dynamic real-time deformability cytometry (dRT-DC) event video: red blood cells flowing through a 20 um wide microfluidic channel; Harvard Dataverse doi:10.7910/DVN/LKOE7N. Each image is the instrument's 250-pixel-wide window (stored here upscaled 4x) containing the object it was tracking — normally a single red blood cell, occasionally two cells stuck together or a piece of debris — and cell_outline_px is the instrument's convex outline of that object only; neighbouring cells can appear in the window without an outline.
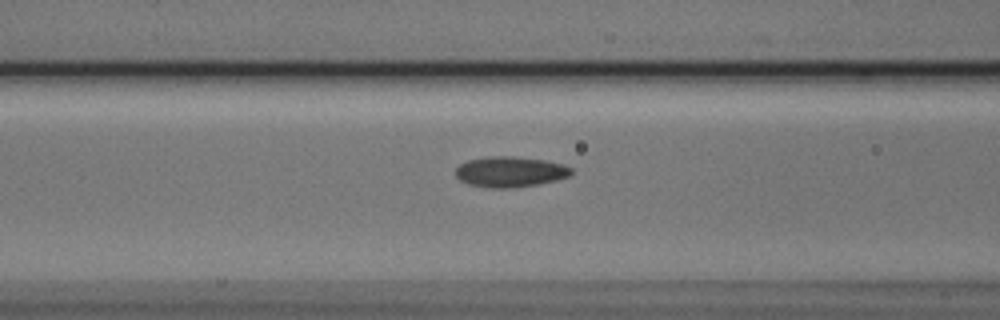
{"species": "Egyptian fruit bat (a non-hibernating species)", "species_latin": "Rousettus aegyptiacus", "temperature_condition": "cold", "stored_images_in_passage": 17, "camera_frame_rate_fps": 3000, "um_per_image_px": 0.085, "animal": {"sex": "male"}, "frame": {"image": 1, "passage_image": 15, "time_ms": 4.667, "image_size_px": [1000, 320], "cell_outline_px": [[572, 172], [568, 176], [556, 180], [536, 184], [512, 188], [488, 188], [468, 184], [460, 180], [456, 176], [456, 168], [460, 164], [468, 160], [492, 156], [512, 156], [544, 160], [564, 164], [572, 168]], "centroid_in_image_um": [43.35, 14.6], "position_along_channel_um": 123.3, "area_um2": 20.52}}